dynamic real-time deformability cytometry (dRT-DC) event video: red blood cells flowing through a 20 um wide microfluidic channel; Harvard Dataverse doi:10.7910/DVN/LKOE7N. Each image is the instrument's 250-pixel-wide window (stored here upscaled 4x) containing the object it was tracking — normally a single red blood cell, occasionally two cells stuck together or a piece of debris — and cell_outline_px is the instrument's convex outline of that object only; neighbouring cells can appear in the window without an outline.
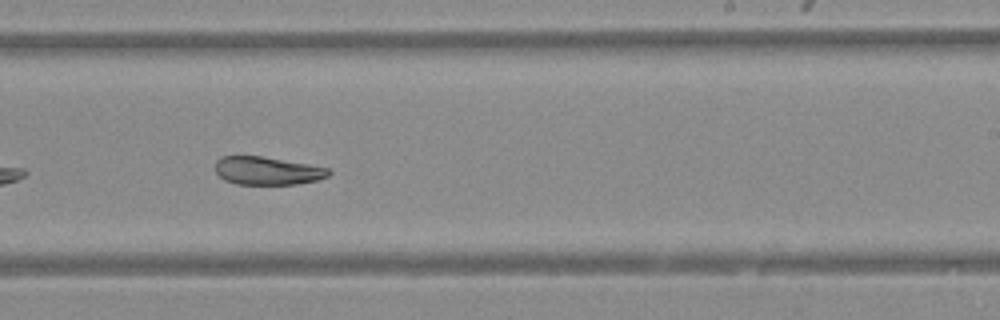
{"species": "Egyptian fruit bat (a non-hibernating species)", "species_latin": "Rousettus aegyptiacus", "temperature_condition": "warm", "stored_images_in_passage": 35, "camera_frame_rate_fps": 3000, "um_per_image_px": 0.085, "animal": {"sex": "female"}, "frame": {"image": 1, "passage_image": 16, "time_ms": 5.0, "image_size_px": [1000, 320], "cell_outline_px": [[332, 172], [328, 176], [316, 180], [296, 184], [236, 184], [224, 180], [216, 172], [216, 160], [220, 156], [260, 156], [308, 164], [328, 168]], "centroid_in_image_um": [22.7, 14.51], "position_along_channel_um": 266.3, "area_um2": 18.44}}